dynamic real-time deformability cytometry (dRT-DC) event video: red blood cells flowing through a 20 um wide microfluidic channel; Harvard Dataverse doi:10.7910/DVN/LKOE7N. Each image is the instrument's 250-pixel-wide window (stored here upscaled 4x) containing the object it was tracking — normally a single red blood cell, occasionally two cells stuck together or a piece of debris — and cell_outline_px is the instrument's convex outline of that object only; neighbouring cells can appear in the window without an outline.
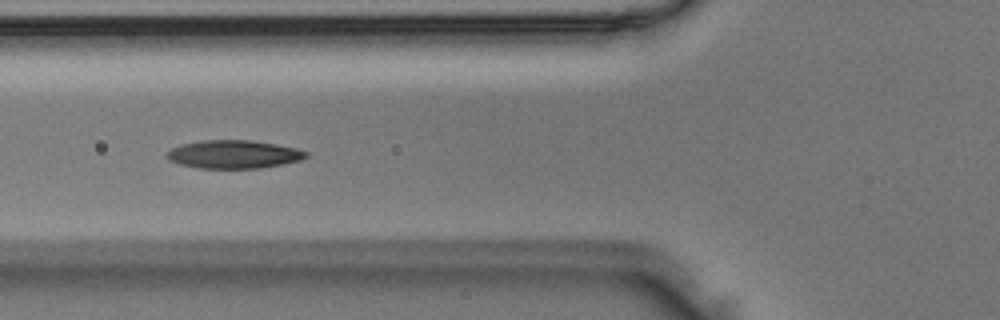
{"species": "Egyptian fruit bat (a non-hibernating species)", "species_latin": "Rousettus aegyptiacus", "temperature_condition": "room temperature", "stored_images_in_passage": 5, "camera_frame_rate_fps": 3000, "um_per_image_px": 0.085, "animal": {"sex": "male"}, "frame": {"image": 1, "passage_image": 2, "time_ms": 0.333, "image_size_px": [1000, 320], "cell_outline_px": [[308, 156], [300, 160], [260, 168], [200, 168], [180, 164], [168, 160], [164, 156], [172, 148], [180, 144], [204, 140], [252, 140], [276, 144], [296, 148], [308, 152]], "centroid_in_image_um": [19.84, 13.11], "position_along_channel_um": 106.0, "area_um2": 22.83}}
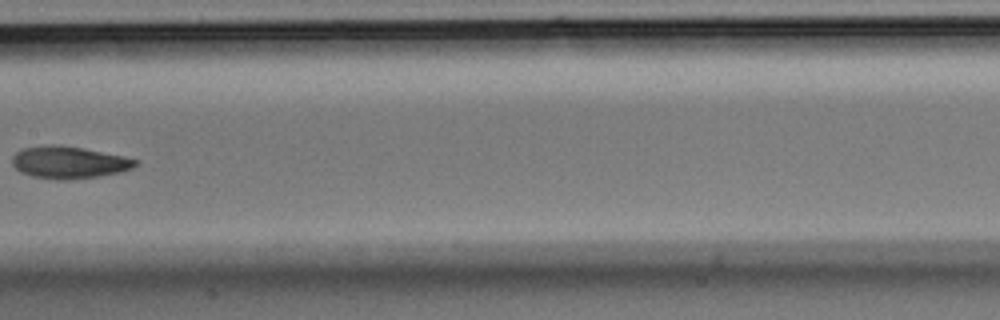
{"frame": {"image": 2, "passage_image": 4, "time_ms": 1.0, "image_size_px": [1000, 320], "cell_outline_px": [[140, 160], [132, 168], [120, 172], [96, 176], [64, 180], [56, 180], [32, 176], [20, 172], [12, 164], [12, 156], [16, 152], [24, 148], [52, 144], [80, 148], [124, 156]], "centroid_in_image_um": [5.84, 13.81], "position_along_channel_um": 201.6, "area_um2": 22.83}}
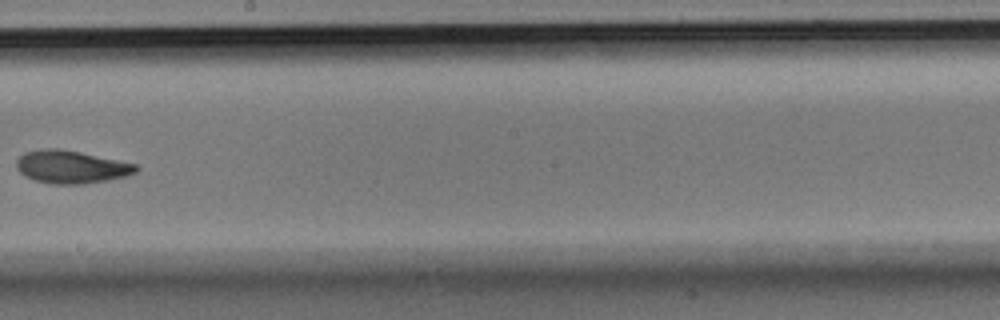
{"frame": {"image": 3, "passage_image": 5, "time_ms": 1.333, "image_size_px": [1000, 320], "cell_outline_px": [[140, 168], [136, 172], [124, 176], [108, 180], [84, 184], [52, 184], [36, 180], [24, 176], [16, 168], [16, 160], [24, 152], [40, 148], [56, 148], [80, 152], [136, 164]], "centroid_in_image_um": [6.02, 14.18], "position_along_channel_um": 242.2, "area_um2": 22.89}}